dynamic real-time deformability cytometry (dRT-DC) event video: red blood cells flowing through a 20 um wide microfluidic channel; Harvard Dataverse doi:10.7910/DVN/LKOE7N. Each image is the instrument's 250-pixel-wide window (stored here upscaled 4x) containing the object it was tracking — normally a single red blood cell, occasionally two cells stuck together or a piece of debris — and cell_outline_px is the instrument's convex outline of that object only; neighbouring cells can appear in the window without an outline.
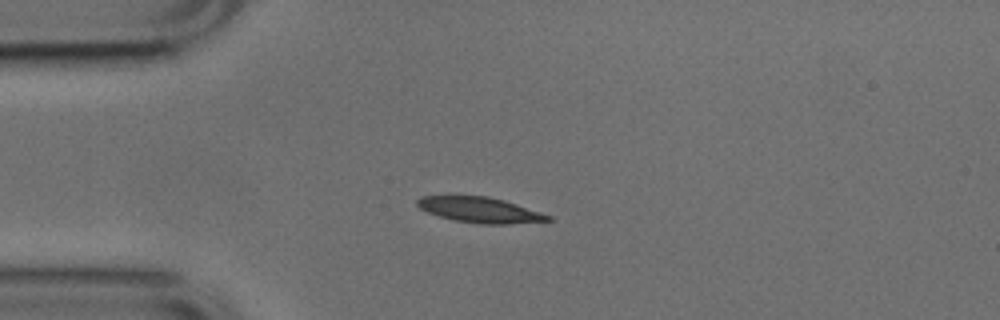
{"species": "common noctule bat (a hibernating species)", "species_latin": "Nyctalus noctula", "temperature_condition": "cold", "stored_images_in_passage": 13, "camera_frame_rate_fps": 3000, "um_per_image_px": 0.085, "animal": {"sex": "male", "body_mass_g": 17.9, "forearm_length_mm": 54.2}, "frame": {"image": 1, "passage_image": 1, "time_ms": 0.0, "image_size_px": [1000, 320], "cell_outline_px": [[556, 220], [508, 224], [480, 224], [452, 220], [428, 212], [420, 208], [416, 204], [416, 200], [420, 196], [488, 196], [504, 200], [552, 216]], "centroid_in_image_um": [40.81, 17.85], "position_along_channel_um": 44.2, "area_um2": 19.42}}